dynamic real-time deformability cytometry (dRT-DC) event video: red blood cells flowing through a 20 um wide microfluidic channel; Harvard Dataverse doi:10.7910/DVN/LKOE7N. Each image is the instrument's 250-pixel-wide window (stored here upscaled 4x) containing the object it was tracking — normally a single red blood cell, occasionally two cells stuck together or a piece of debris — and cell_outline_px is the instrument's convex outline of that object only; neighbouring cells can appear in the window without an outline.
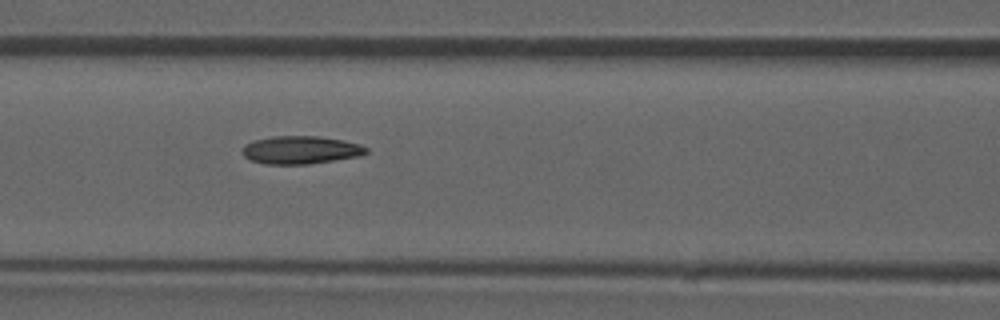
{"species": "common noctule bat (a hibernating species)", "species_latin": "Nyctalus noctula", "temperature_condition": "room temperature", "stored_images_in_passage": 53, "camera_frame_rate_fps": 3000, "um_per_image_px": 0.085, "animal": {"sex": "male", "forearm_length_mm": 52.5}, "frame": {"image": 1, "passage_image": 23, "time_ms": 7.333, "image_size_px": [1000, 320], "cell_outline_px": [[368, 152], [360, 156], [308, 164], [264, 164], [252, 160], [244, 156], [240, 152], [244, 144], [252, 140], [272, 136], [316, 136], [344, 140], [360, 144], [368, 148]], "centroid_in_image_um": [25.53, 12.74], "position_along_channel_um": 141.1, "area_um2": 20.35}, "authors_computed_cell_mechanics": {"area_um2": 20.1144, "velocity_mm_per_s": 3.8671, "shape_relaxation_time_tau1_ms": null, "shape_relaxation_time_tau2_ms": 3.0619, "deformation_change_tau1": null, "deformation_change_tau2": 0.1102}}